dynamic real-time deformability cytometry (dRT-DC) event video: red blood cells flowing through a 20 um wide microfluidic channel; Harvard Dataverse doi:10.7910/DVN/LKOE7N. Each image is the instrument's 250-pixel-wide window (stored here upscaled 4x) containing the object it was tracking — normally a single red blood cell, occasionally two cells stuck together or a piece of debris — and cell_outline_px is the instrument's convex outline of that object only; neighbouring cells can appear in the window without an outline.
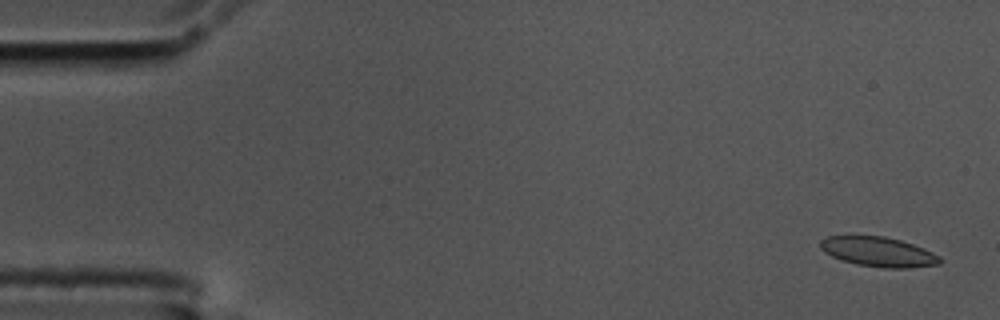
{"species": "common noctule bat (a hibernating species)", "species_latin": "Nyctalus noctula", "temperature_condition": "cold", "stored_images_in_passage": 16, "camera_frame_rate_fps": 3000, "um_per_image_px": 0.085, "animal": {"sex": "male", "body_mass_g": 17.5, "forearm_length_mm": 52.3}, "frame": {"image": 1, "passage_image": 1, "time_ms": 0.0, "image_size_px": [1000, 320], "cell_outline_px": [[940, 264], [908, 268], [884, 268], [856, 264], [840, 260], [824, 252], [820, 248], [820, 240], [828, 236], [884, 236], [900, 240], [924, 248], [940, 256]], "centroid_in_image_um": [74.65, 21.41], "position_along_channel_um": 10.4, "area_um2": 20.69}}
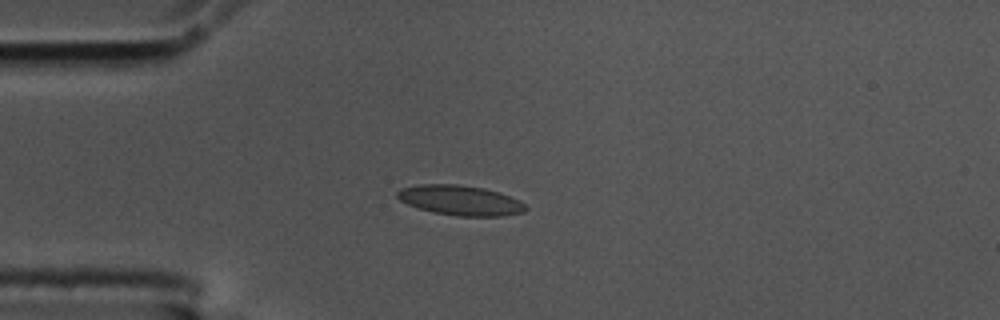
{"frame": {"image": 2, "passage_image": 13, "time_ms": 4.0, "image_size_px": [1000, 320], "cell_outline_px": [[528, 208], [524, 212], [500, 216], [456, 216], [432, 212], [408, 204], [400, 200], [396, 196], [396, 192], [400, 188], [420, 184], [460, 184], [484, 188], [500, 192], [520, 200]], "centroid_in_image_um": [39.13, 17.02], "position_along_channel_um": 45.9, "area_um2": 22.54}}